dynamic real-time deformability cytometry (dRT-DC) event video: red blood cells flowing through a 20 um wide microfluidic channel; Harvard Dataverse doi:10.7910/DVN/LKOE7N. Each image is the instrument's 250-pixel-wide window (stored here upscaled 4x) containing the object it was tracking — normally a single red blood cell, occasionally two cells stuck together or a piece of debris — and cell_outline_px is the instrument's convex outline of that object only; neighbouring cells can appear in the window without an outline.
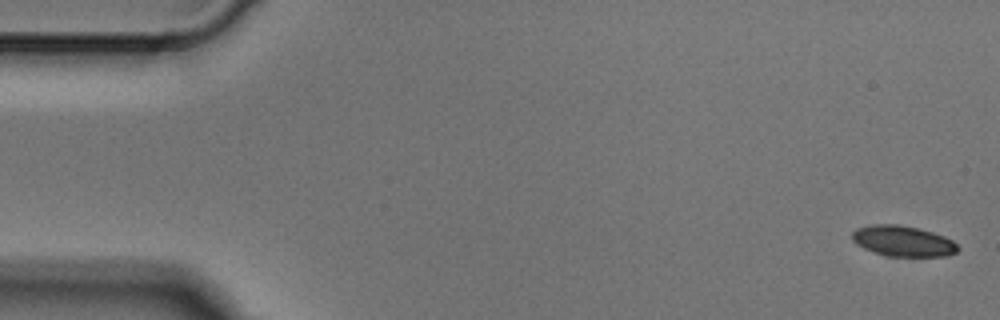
{"species": "Egyptian fruit bat (a non-hibernating species)", "species_latin": "Rousettus aegyptiacus", "temperature_condition": "cold", "stored_images_in_passage": 5, "camera_frame_rate_fps": 3000, "um_per_image_px": 0.085, "animal": {"sex": "male"}, "frame": {"image": 1, "passage_image": 1, "time_ms": 0.0, "image_size_px": [1000, 320], "cell_outline_px": [[960, 248], [956, 252], [948, 256], [888, 256], [872, 252], [856, 244], [852, 240], [852, 232], [856, 228], [872, 224], [896, 224], [920, 228], [944, 236], [952, 240]], "centroid_in_image_um": [76.74, 20.49], "position_along_channel_um": 8.3, "area_um2": 19.02}}
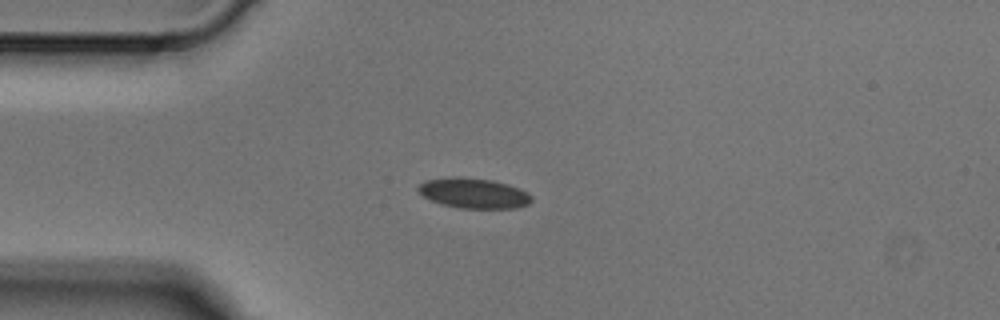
{"frame": {"image": 2, "passage_image": 4, "time_ms": 1.0, "image_size_px": [1000, 320], "cell_outline_px": [[532, 200], [528, 204], [516, 208], [460, 208], [440, 204], [416, 192], [416, 188], [424, 180], [448, 176], [456, 176], [492, 180], [508, 184], [520, 188], [528, 192], [532, 196]], "centroid_in_image_um": [40.23, 16.41], "position_along_channel_um": 44.8, "area_um2": 20.23}}